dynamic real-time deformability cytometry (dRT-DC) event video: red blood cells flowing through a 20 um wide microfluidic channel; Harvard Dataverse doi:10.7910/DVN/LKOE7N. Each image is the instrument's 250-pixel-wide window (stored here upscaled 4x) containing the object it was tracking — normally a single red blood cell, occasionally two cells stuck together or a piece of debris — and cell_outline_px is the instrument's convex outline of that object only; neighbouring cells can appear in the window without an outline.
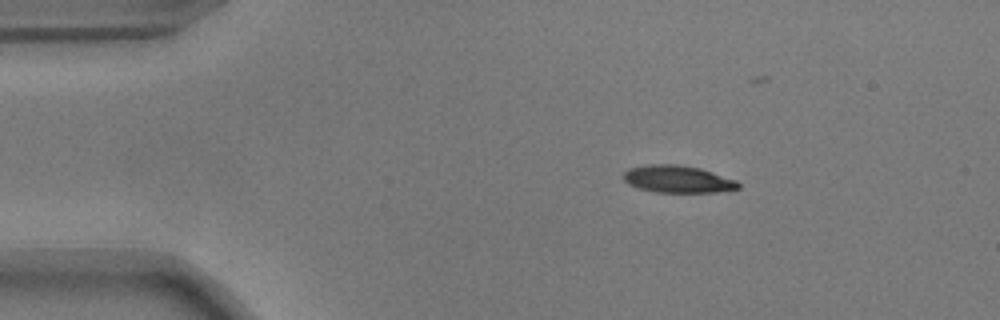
{"species": "common noctule bat (a hibernating species)", "species_latin": "Nyctalus noctula", "temperature_condition": "warm", "stored_images_in_passage": 37, "camera_frame_rate_fps": 3000, "um_per_image_px": 0.085, "animal": {"sex": "male", "body_mass_g": 17.9}, "frame": {"image": 1, "passage_image": 1, "time_ms": 0.0, "image_size_px": [1000, 320], "cell_outline_px": [[740, 188], [716, 192], [656, 192], [640, 188], [628, 184], [620, 176], [628, 168], [648, 164], [680, 164], [700, 168], [736, 180], [740, 184]], "centroid_in_image_um": [57.57, 15.21], "position_along_channel_um": 27.4, "area_um2": 18.32}}
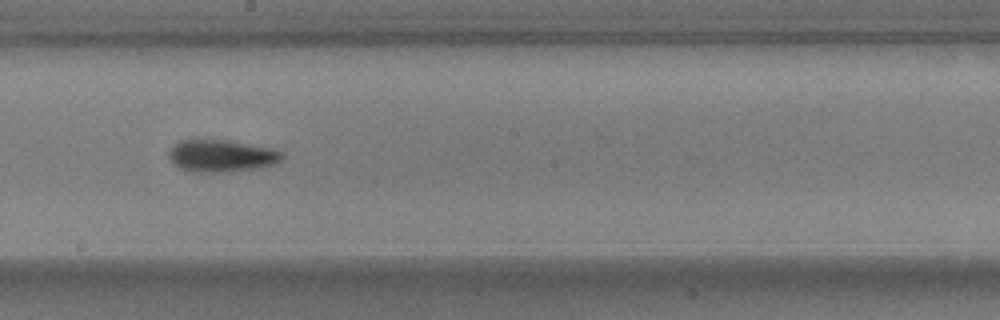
{"frame": {"image": 2, "passage_image": 22, "time_ms": 7.0, "image_size_px": [1000, 320], "cell_outline_px": [[284, 156], [280, 160], [272, 164], [256, 168], [224, 172], [192, 172], [180, 168], [172, 164], [168, 156], [168, 152], [180, 140], [228, 140], [268, 148], [284, 152]], "centroid_in_image_um": [18.78, 13.25], "position_along_channel_um": 229.4, "area_um2": 20.98}}
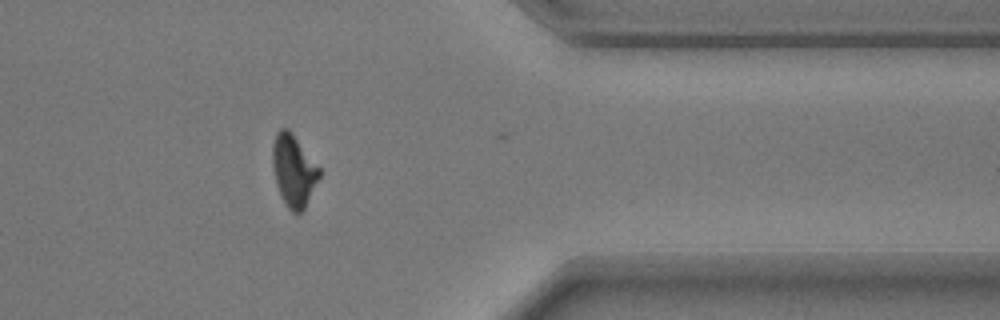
{"frame": {"image": 3, "passage_image": 36, "time_ms": 11.667, "image_size_px": [1000, 320], "cell_outline_px": [[320, 176], [304, 208], [300, 212], [292, 212], [288, 208], [280, 196], [276, 184], [272, 168], [272, 144], [276, 132], [280, 128], [288, 128], [292, 132], [320, 168]], "centroid_in_image_um": [24.93, 14.46], "position_along_channel_um": 386.5, "area_um2": 19.59}, "authors_computed_cell_mechanics": {"area_um2": 19.8832, "velocity_mm_per_s": 3.7204, "shape_relaxation_time_tau1_ms": 3.6692, "shape_relaxation_time_tau2_ms": 3.793, "deformation_change_tau1": 0.1732, "deformation_change_tau2": 0.1062}}